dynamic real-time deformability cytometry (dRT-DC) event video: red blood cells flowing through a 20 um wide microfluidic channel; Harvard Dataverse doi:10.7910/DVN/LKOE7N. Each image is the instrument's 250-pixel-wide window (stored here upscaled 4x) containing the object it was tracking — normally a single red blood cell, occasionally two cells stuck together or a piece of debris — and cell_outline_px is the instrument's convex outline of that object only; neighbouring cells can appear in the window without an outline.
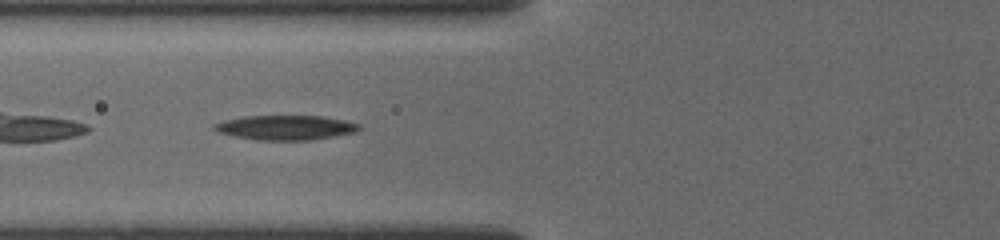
{"species": "common noctule bat (a hibernating species)", "species_latin": "Nyctalus noctula", "temperature_condition": "cold", "stored_images_in_passage": 12, "camera_frame_rate_fps": 3000, "um_per_image_px": 0.085, "animal": {"sex": "female", "body_mass_g": 19.5, "forearm_length_mm": 54.1}, "frame": {"image": 1, "passage_image": 5, "time_ms": 1.667, "image_size_px": [1000, 240], "cell_outline_px": [[360, 128], [352, 132], [312, 140], [260, 140], [232, 136], [220, 132], [212, 128], [212, 124], [224, 120], [244, 116], [324, 116], [344, 120], [360, 124]], "centroid_in_image_um": [24.22, 10.84], "position_along_channel_um": 101.6, "area_um2": 20.63}}
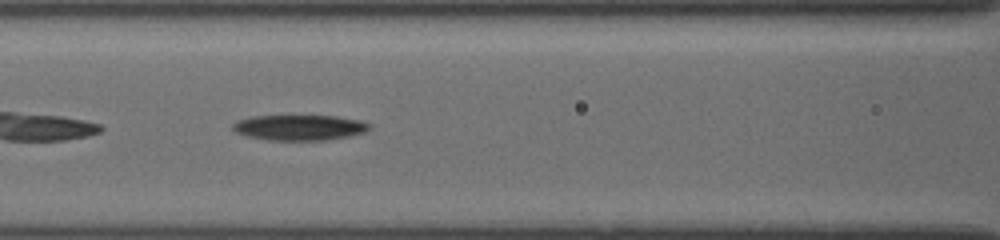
{"frame": {"image": 2, "passage_image": 9, "time_ms": 2.667, "image_size_px": [1000, 240], "cell_outline_px": [[372, 128], [364, 132], [348, 136], [328, 140], [268, 140], [244, 136], [236, 132], [232, 128], [232, 124], [236, 120], [252, 116], [336, 116], [360, 120], [372, 124]], "centroid_in_image_um": [25.44, 10.84], "position_along_channel_um": 141.2, "area_um2": 20.46}}
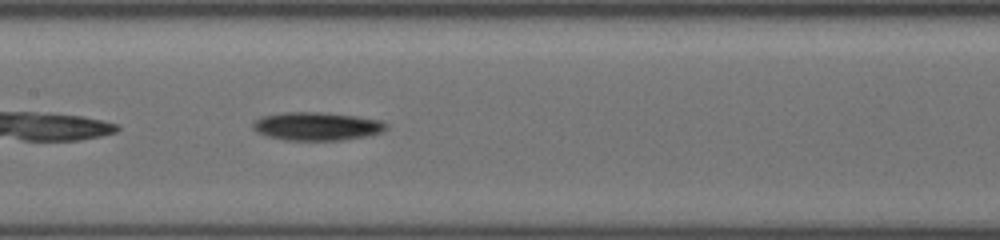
{"frame": {"image": 3, "passage_image": 12, "time_ms": 3.667, "image_size_px": [1000, 240], "cell_outline_px": [[388, 124], [380, 132], [364, 136], [336, 140], [288, 140], [268, 136], [252, 128], [252, 124], [256, 120], [264, 116], [284, 112], [320, 112], [356, 116], [380, 120]], "centroid_in_image_um": [26.91, 10.72], "position_along_channel_um": 180.5, "area_um2": 21.44}}